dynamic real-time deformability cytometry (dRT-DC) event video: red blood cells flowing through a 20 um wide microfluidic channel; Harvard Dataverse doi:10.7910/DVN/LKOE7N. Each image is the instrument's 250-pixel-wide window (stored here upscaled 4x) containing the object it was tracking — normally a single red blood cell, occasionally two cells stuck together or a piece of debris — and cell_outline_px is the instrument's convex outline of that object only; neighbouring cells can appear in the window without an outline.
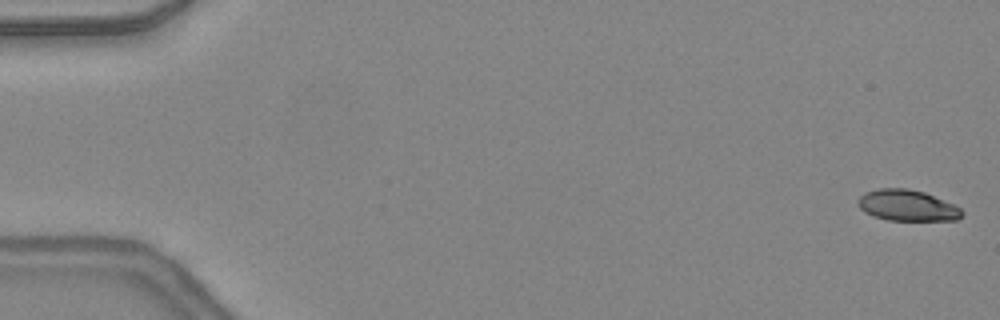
{"species": "common noctule bat (a hibernating species)", "species_latin": "Nyctalus noctula", "temperature_condition": "warm", "stored_images_in_passage": 12, "camera_frame_rate_fps": 3000, "um_per_image_px": 0.085, "animal": {"sex": "female", "body_mass_g": 24.6, "forearm_length_mm": 56.2}, "frame": {"image": 1, "passage_image": 1, "time_ms": 0.0, "image_size_px": [1000, 320], "cell_outline_px": [[964, 216], [956, 220], [888, 220], [872, 216], [864, 212], [860, 208], [860, 196], [864, 192], [880, 188], [908, 188], [924, 192], [952, 204], [960, 208], [964, 212]], "centroid_in_image_um": [77.13, 17.47], "position_along_channel_um": 7.9, "area_um2": 18.73}}